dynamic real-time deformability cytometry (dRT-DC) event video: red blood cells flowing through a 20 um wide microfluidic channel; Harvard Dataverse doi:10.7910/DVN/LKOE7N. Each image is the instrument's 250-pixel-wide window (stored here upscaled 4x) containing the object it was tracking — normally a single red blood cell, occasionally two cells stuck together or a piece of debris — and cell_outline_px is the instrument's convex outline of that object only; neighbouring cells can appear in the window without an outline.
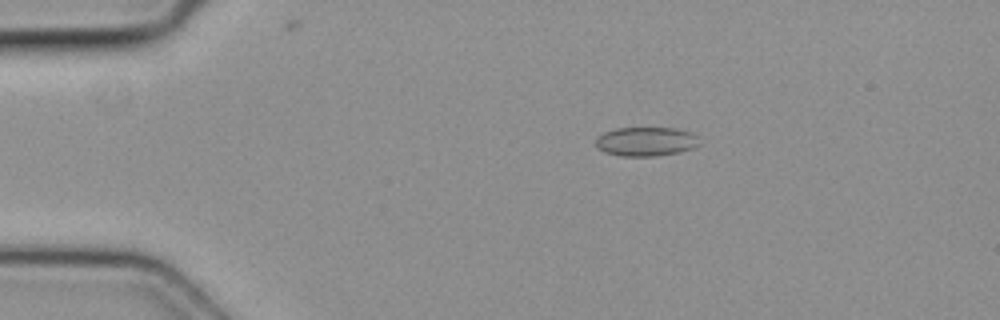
{"species": "common noctule bat (a hibernating species)", "species_latin": "Nyctalus noctula", "temperature_condition": "cold", "stored_images_in_passage": 4, "camera_frame_rate_fps": 3000, "um_per_image_px": 0.085, "animal": {"sex": "female", "body_mass_g": 19.3, "forearm_length_mm": 54.1}, "frame": {"image": 1, "passage_image": 2, "time_ms": 0.333, "image_size_px": [1000, 320], "cell_outline_px": [[700, 144], [696, 148], [680, 152], [656, 156], [620, 156], [604, 152], [596, 144], [596, 136], [604, 132], [616, 128], [676, 128], [692, 132], [696, 136]], "centroid_in_image_um": [54.93, 12.03], "position_along_channel_um": 30.1, "area_um2": 17.74}}
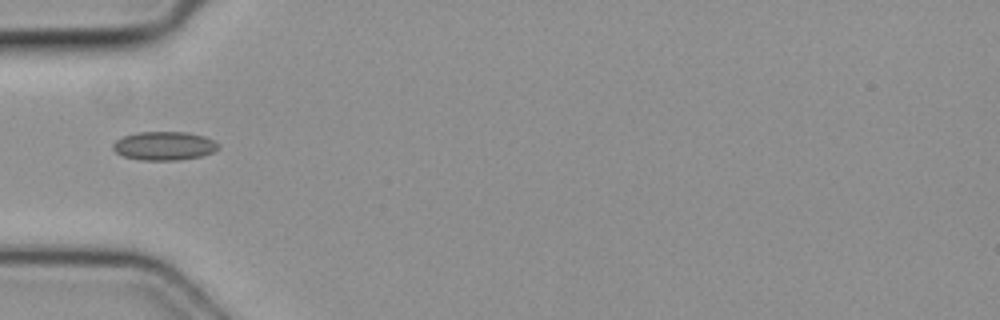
{"frame": {"image": 2, "passage_image": 4, "time_ms": 1.0, "image_size_px": [1000, 320], "cell_outline_px": [[220, 148], [212, 152], [200, 156], [176, 160], [140, 160], [124, 156], [116, 152], [112, 148], [112, 144], [116, 140], [124, 136], [136, 132], [188, 132], [204, 136], [220, 144]], "centroid_in_image_um": [13.95, 12.39], "position_along_channel_um": 71.1, "area_um2": 17.57}}